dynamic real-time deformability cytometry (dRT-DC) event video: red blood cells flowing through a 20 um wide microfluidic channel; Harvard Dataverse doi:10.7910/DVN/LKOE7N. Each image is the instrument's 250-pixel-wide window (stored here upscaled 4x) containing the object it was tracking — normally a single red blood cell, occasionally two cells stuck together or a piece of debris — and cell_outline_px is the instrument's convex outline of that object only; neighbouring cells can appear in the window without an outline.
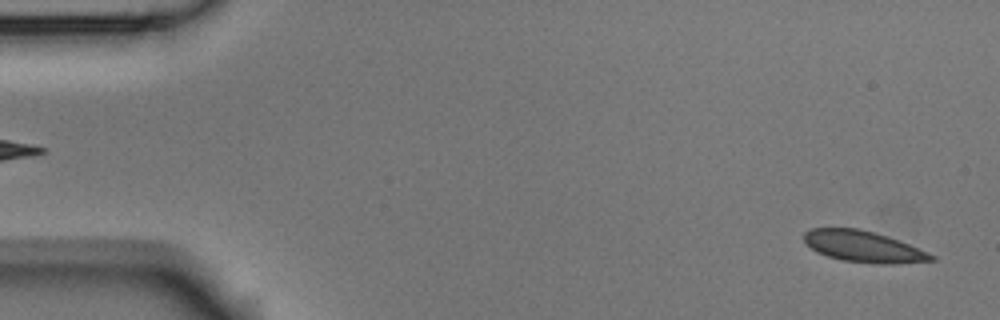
{"species": "Egyptian fruit bat (a non-hibernating species)", "species_latin": "Rousettus aegyptiacus", "temperature_condition": "room temperature", "stored_images_in_passage": 3, "segment_of_instrument_passage": [2, 2], "camera_frame_rate_fps": 3000, "um_per_image_px": 0.085, "animal": {"sex": "male"}, "frame": {"image": 1, "passage_image": 3, "time_ms": 0.667, "image_size_px": [1000, 320], "cell_outline_px": [[936, 260], [896, 264], [880, 264], [840, 260], [816, 252], [804, 240], [804, 232], [812, 228], [860, 228], [888, 236], [928, 252], [936, 256]], "centroid_in_image_um": [73.4, 20.96], "position_along_channel_um": 11.6, "area_um2": 23.18}}